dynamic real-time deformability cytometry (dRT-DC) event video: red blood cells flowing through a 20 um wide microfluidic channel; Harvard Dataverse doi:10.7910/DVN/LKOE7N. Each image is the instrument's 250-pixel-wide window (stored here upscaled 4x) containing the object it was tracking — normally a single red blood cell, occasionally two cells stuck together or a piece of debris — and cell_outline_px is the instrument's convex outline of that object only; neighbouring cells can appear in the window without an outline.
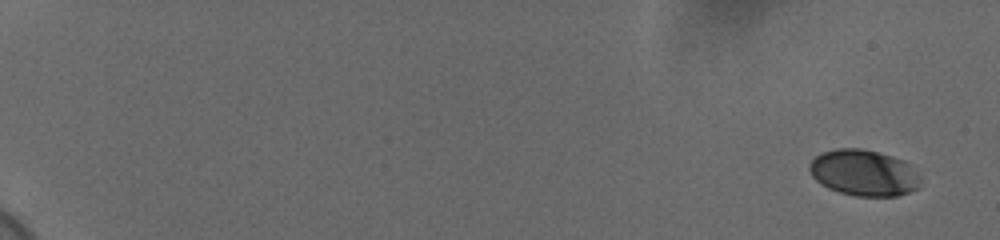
{"species": "human", "species_latin": "Homo sapiens", "temperature_condition": "cold", "stored_images_in_passage": 30, "camera_frame_rate_fps": 3000, "um_per_image_px": 0.085, "donor": {"sex": "female"}, "frame": {"image": 1, "passage_image": 1, "time_ms": 0.0, "image_size_px": [1000, 240], "cell_outline_px": [[920, 188], [896, 196], [856, 196], [840, 192], [828, 188], [820, 184], [812, 176], [808, 168], [808, 164], [820, 152], [836, 148], [860, 148], [892, 156], [904, 160], [920, 176]], "centroid_in_image_um": [73.4, 14.69], "position_along_channel_um": 11.6, "area_um2": 30.0}}
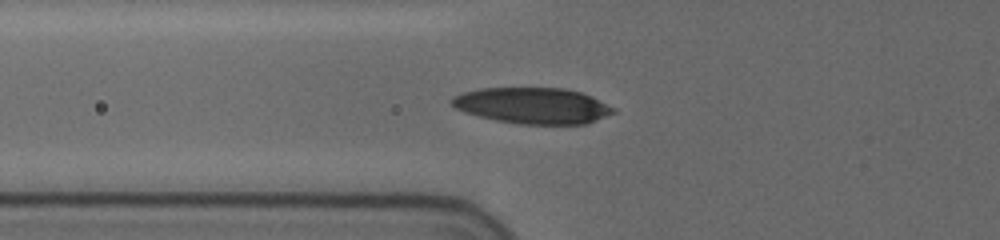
{"frame": {"image": 2, "passage_image": 18, "time_ms": 5.667, "image_size_px": [1000, 240], "cell_outline_px": [[616, 112], [596, 120], [584, 124], [520, 124], [496, 120], [464, 112], [456, 108], [448, 100], [452, 96], [460, 92], [480, 88], [564, 88], [580, 92], [592, 96], [616, 108]], "centroid_in_image_um": [45.26, 8.97], "position_along_channel_um": 80.5, "area_um2": 34.1}}
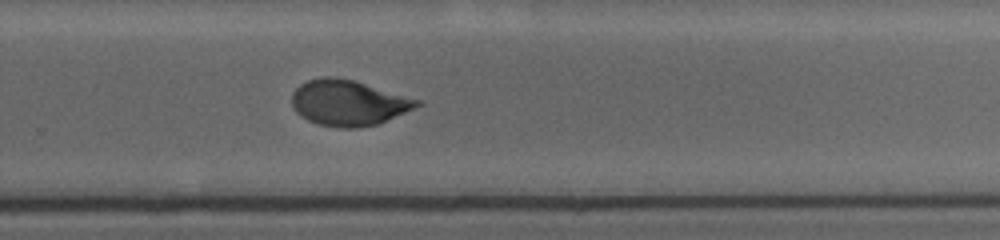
{"frame": {"image": 3, "passage_image": 30, "time_ms": 9.667, "image_size_px": [1000, 240], "cell_outline_px": [[424, 104], [376, 124], [356, 128], [340, 128], [316, 124], [300, 116], [296, 112], [292, 104], [292, 92], [300, 84], [308, 80], [324, 76], [332, 76], [352, 80], [420, 100]], "centroid_in_image_um": [29.57, 8.74], "position_along_channel_um": 300.2, "area_um2": 33.0}}